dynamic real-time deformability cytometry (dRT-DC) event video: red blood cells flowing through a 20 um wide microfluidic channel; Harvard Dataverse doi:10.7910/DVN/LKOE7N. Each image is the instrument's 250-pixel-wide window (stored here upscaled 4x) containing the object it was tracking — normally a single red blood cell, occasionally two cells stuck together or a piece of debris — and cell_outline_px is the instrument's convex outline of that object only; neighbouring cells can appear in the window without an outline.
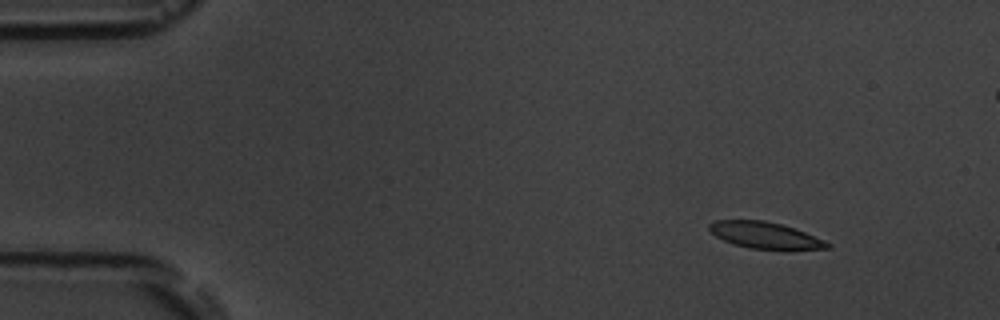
{"species": "common noctule bat (a hibernating species)", "species_latin": "Nyctalus noctula", "temperature_condition": "room temperature", "stored_images_in_passage": 15, "camera_frame_rate_fps": 3000, "um_per_image_px": 0.085, "animal": {"sex": "male", "body_mass_g": 19.5, "forearm_length_mm": 54.6}, "frame": {"image": 1, "passage_image": 1, "time_ms": 0.0, "image_size_px": [1000, 320], "cell_outline_px": [[832, 248], [752, 248], [732, 244], [716, 236], [708, 228], [708, 224], [716, 220], [764, 220], [780, 224], [804, 232], [824, 240], [832, 244]], "centroid_in_image_um": [64.98, 19.97], "position_along_channel_um": 20.0, "area_um2": 17.63}}
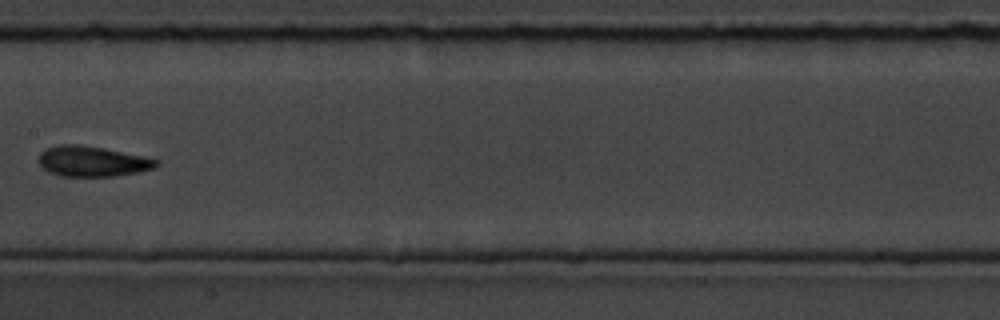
{"frame": {"image": 2, "passage_image": 7, "time_ms": 7.667, "image_size_px": [1000, 320], "cell_outline_px": [[160, 164], [156, 168], [116, 176], [60, 176], [48, 172], [40, 164], [40, 152], [44, 148], [60, 144], [80, 144], [104, 148], [144, 156], [160, 160]], "centroid_in_image_um": [7.87, 13.7], "position_along_channel_um": 199.5, "area_um2": 20.98}}
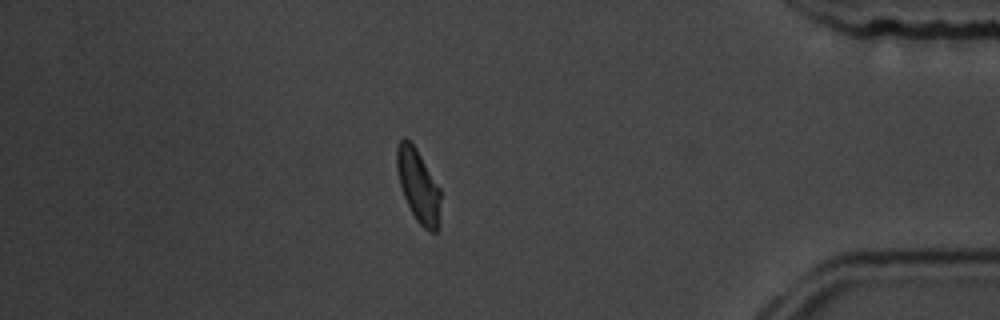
{"frame": {"image": 3, "passage_image": 13, "time_ms": 14.333, "image_size_px": [1000, 320], "cell_outline_px": [[440, 200], [436, 232], [432, 232], [424, 228], [416, 220], [404, 196], [400, 184], [396, 168], [396, 148], [400, 140], [404, 136], [416, 148], [440, 188]], "centroid_in_image_um": [35.53, 15.74], "position_along_channel_um": 399.7, "area_um2": 18.21}, "authors_computed_cell_mechanics": {"area_um2": 19.8254, "velocity_mm_per_s": 3.5476, "shape_relaxation_time_tau1_ms": 2.5376, "shape_relaxation_time_tau2_ms": null, "deformation_change_tau1": 0.0677, "deformation_change_tau2": null}}